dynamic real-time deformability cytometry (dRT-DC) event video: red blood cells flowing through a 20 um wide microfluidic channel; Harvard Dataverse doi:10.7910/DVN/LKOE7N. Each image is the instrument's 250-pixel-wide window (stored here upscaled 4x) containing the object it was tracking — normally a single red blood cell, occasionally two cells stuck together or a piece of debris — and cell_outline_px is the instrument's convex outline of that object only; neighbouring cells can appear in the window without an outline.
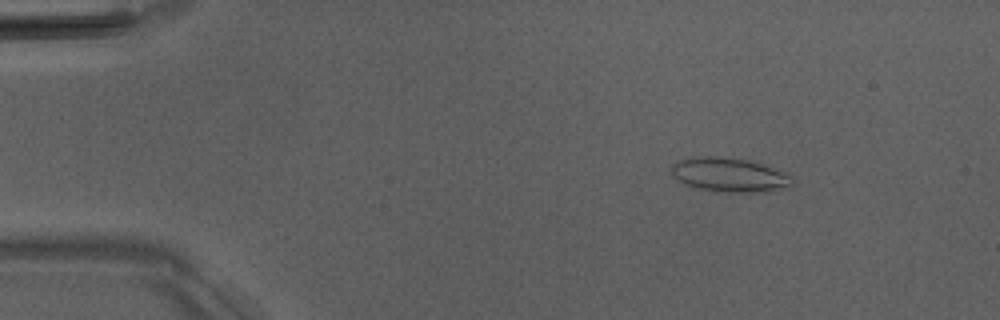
{"species": "Egyptian fruit bat (a non-hibernating species)", "species_latin": "Rousettus aegyptiacus", "temperature_condition": "room temperature", "stored_images_in_passage": 51, "camera_frame_rate_fps": 3000, "um_per_image_px": 0.085, "animal": {"sex": "male"}, "frame": {"image": 1, "passage_image": 7, "time_ms": 2.0, "image_size_px": [1000, 320], "cell_outline_px": [[792, 184], [788, 188], [764, 192], [728, 192], [696, 188], [684, 184], [672, 176], [672, 164], [680, 160], [700, 156], [716, 156], [744, 160], [760, 164], [784, 172], [788, 176]], "centroid_in_image_um": [61.96, 14.88], "position_along_channel_um": 23.0, "area_um2": 23.64}}
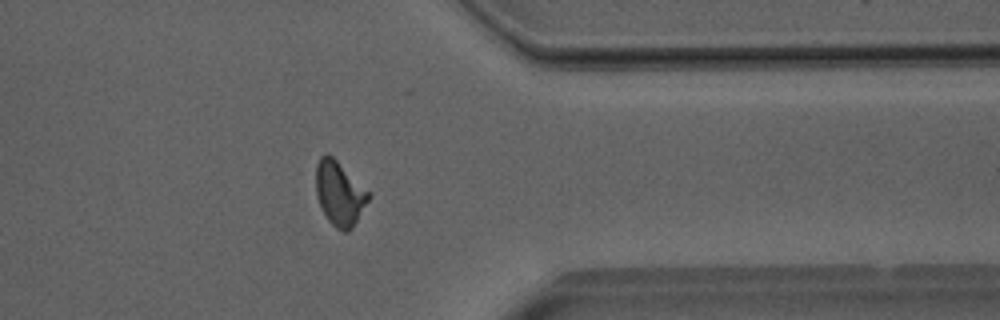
{"frame": {"image": 2, "passage_image": 41, "time_ms": 13.333, "image_size_px": [1000, 320], "cell_outline_px": [[368, 200], [352, 228], [348, 232], [344, 232], [336, 228], [328, 220], [320, 204], [316, 192], [316, 164], [320, 156], [328, 152], [368, 192]], "centroid_in_image_um": [28.82, 16.44], "position_along_channel_um": 382.6, "area_um2": 19.07}}
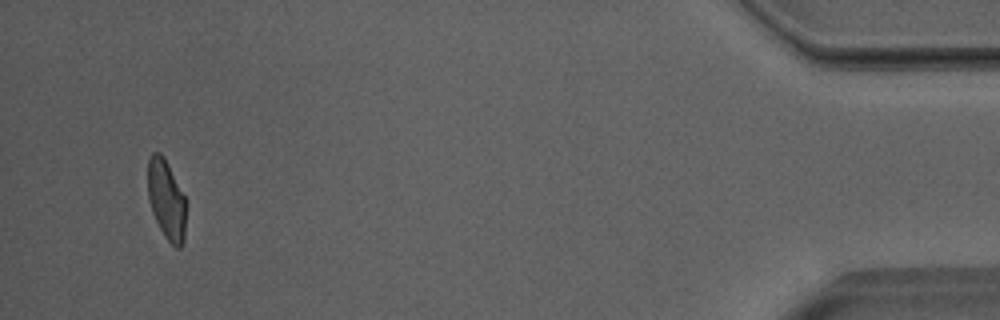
{"frame": {"image": 3, "passage_image": 49, "time_ms": 16.0, "image_size_px": [1000, 320], "cell_outline_px": [[188, 200], [184, 240], [180, 248], [176, 248], [164, 236], [152, 212], [148, 200], [148, 160], [152, 152], [160, 152], [164, 156]], "centroid_in_image_um": [14.18, 16.97], "position_along_channel_um": 421.0, "area_um2": 18.32}, "authors_computed_cell_mechanics": {"area_um2": 19.2474, "velocity_mm_per_s": 4.0068, "shape_relaxation_time_tau1_ms": 6.5927, "shape_relaxation_time_tau2_ms": 1.2457, "deformation_change_tau1": 0.1705, "deformation_change_tau2": 0.0733}}